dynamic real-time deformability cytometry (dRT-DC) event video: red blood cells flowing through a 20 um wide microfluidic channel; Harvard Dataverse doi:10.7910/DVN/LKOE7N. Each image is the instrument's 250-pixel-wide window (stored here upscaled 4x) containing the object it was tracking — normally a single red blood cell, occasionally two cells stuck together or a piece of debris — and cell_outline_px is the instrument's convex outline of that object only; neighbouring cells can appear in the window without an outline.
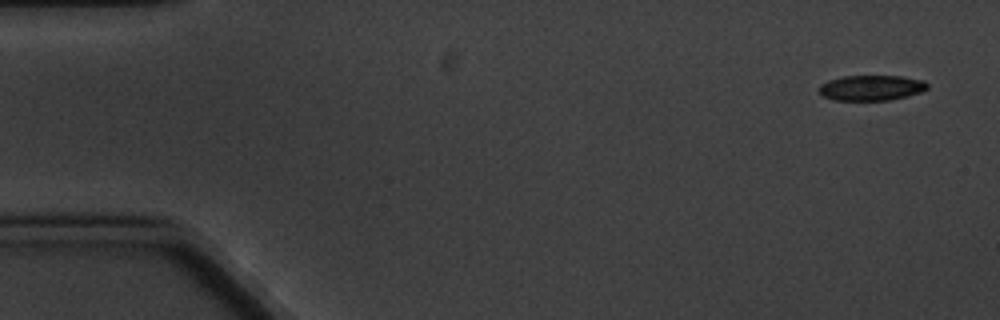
{"species": "common noctule bat (a hibernating species)", "species_latin": "Nyctalus noctula", "temperature_condition": "cold", "stored_images_in_passage": 5, "camera_frame_rate_fps": 3000, "um_per_image_px": 0.085, "animal": {"sex": "male", "body_mass_g": 20.1, "forearm_length_mm": 53.5}, "frame": {"image": 1, "passage_image": 1, "time_ms": 0.0, "image_size_px": [1000, 320], "cell_outline_px": [[928, 88], [920, 92], [888, 100], [832, 100], [824, 96], [820, 92], [820, 84], [828, 80], [844, 76], [900, 76], [924, 80], [928, 84]], "centroid_in_image_um": [74.05, 7.46], "position_along_channel_um": 10.9, "area_um2": 15.84}}
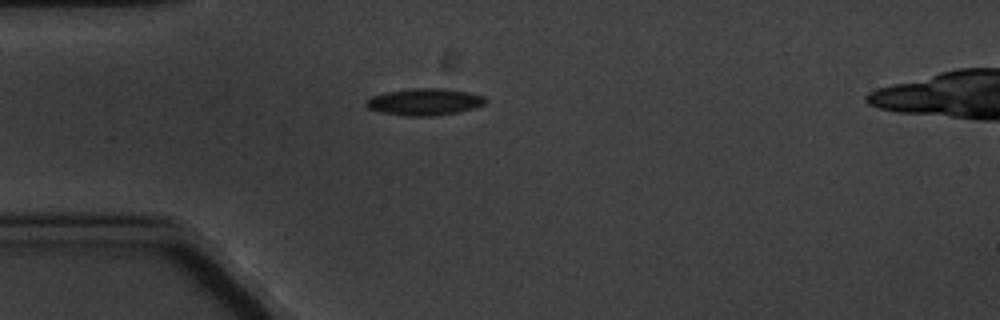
{"frame": {"image": 2, "passage_image": 5, "time_ms": 4.333, "image_size_px": [1000, 320], "cell_outline_px": [[488, 100], [484, 104], [460, 112], [436, 116], [408, 116], [380, 112], [368, 108], [364, 104], [372, 96], [384, 92], [412, 88], [444, 88], [468, 92], [484, 96]], "centroid_in_image_um": [36.09, 8.66], "position_along_channel_um": 48.9, "area_um2": 18.79}}